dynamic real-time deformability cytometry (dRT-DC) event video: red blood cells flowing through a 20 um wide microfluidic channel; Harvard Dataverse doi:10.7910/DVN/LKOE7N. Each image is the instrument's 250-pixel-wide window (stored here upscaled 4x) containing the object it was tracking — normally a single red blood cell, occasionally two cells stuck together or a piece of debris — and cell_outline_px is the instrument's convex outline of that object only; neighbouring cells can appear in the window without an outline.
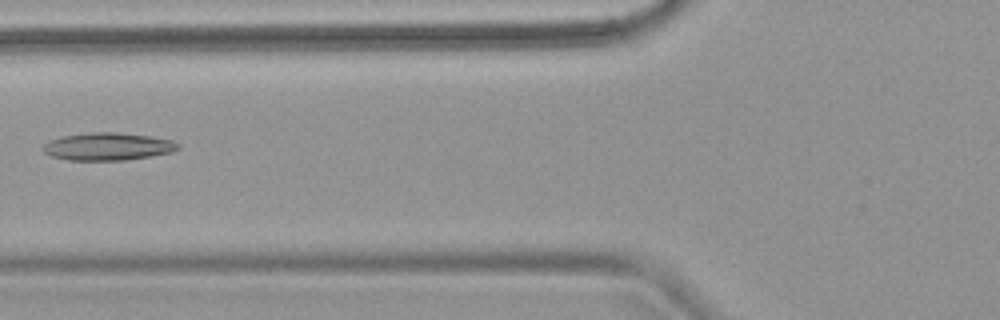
{"species": "common noctule bat (a hibernating species)", "species_latin": "Nyctalus noctula", "temperature_condition": "warm", "stored_images_in_passage": 7, "camera_frame_rate_fps": 3000, "um_per_image_px": 0.085, "animal": {"sex": "female", "body_mass_g": 18.4}, "frame": {"image": 1, "passage_image": 6, "time_ms": 6.0, "image_size_px": [1000, 320], "cell_outline_px": [[180, 148], [172, 152], [152, 156], [124, 160], [68, 160], [52, 156], [44, 152], [40, 148], [48, 140], [64, 136], [88, 132], [116, 132], [152, 136], [172, 140], [180, 144]], "centroid_in_image_um": [9.17, 12.45], "position_along_channel_um": 116.6, "area_um2": 21.91}}
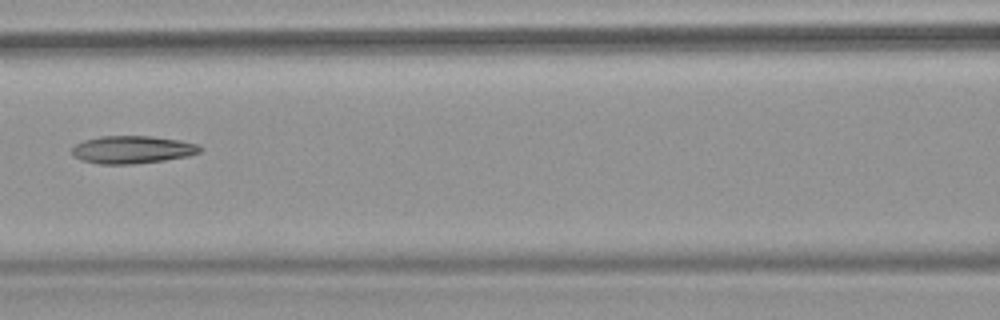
{"frame": {"image": 2, "passage_image": 7, "time_ms": 7.0, "image_size_px": [1000, 320], "cell_outline_px": [[204, 148], [200, 152], [188, 156], [164, 160], [132, 164], [100, 164], [80, 160], [72, 156], [72, 148], [76, 144], [84, 140], [100, 136], [152, 136], [180, 140], [200, 144]], "centroid_in_image_um": [11.27, 12.71], "position_along_channel_um": 155.3, "area_um2": 20.87}}